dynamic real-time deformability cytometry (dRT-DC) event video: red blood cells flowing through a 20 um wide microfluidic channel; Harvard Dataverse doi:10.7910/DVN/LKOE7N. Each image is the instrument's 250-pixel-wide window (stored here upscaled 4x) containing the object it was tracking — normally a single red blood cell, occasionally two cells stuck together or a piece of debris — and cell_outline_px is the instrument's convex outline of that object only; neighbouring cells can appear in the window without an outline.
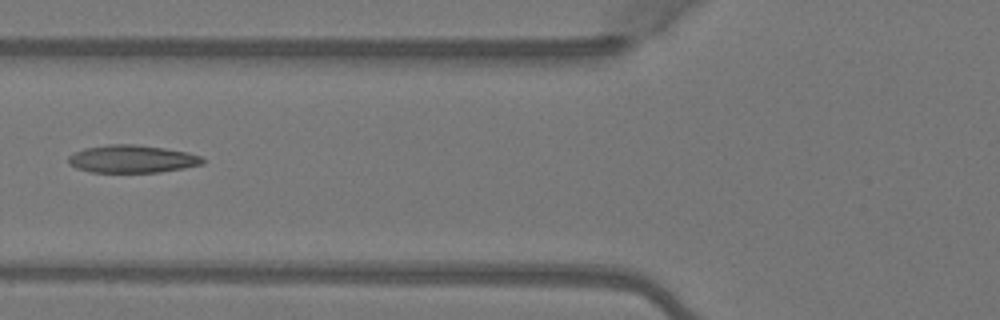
{"species": "Egyptian fruit bat (a non-hibernating species)", "species_latin": "Rousettus aegyptiacus", "temperature_condition": "warm", "stored_images_in_passage": 5, "camera_frame_rate_fps": 3000, "um_per_image_px": 0.085, "animal": {"sex": "female"}, "frame": {"image": 1, "passage_image": 5, "time_ms": 1.333, "image_size_px": [1000, 320], "cell_outline_px": [[204, 164], [184, 168], [160, 172], [92, 172], [76, 168], [68, 164], [68, 156], [72, 152], [84, 148], [108, 144], [136, 144], [164, 148], [188, 152], [200, 156], [204, 160]], "centroid_in_image_um": [11.2, 13.5], "position_along_channel_um": 114.6, "area_um2": 21.85}}